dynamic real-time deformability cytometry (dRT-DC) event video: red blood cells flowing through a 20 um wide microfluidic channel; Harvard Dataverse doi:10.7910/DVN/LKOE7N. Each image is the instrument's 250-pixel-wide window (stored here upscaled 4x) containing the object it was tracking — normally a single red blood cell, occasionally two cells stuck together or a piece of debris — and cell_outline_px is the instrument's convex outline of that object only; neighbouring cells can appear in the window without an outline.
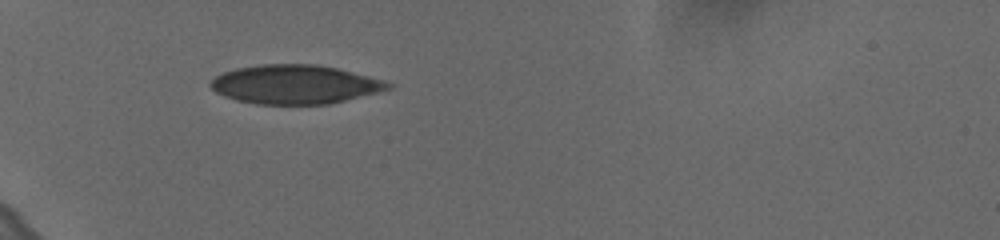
{"species": "human", "species_latin": "Homo sapiens", "temperature_condition": "cold", "stored_images_in_passage": 4, "camera_frame_rate_fps": 3000, "um_per_image_px": 0.085, "donor": {"sex": "female"}, "frame": {"image": 1, "passage_image": 1, "time_ms": 0.0, "image_size_px": [1000, 240], "cell_outline_px": [[392, 88], [380, 92], [328, 104], [256, 104], [236, 100], [224, 96], [216, 92], [208, 84], [216, 76], [224, 72], [236, 68], [260, 64], [316, 64], [336, 68], [368, 76], [392, 84]], "centroid_in_image_um": [25.05, 7.17], "position_along_channel_um": 60.0, "area_um2": 40.11}}
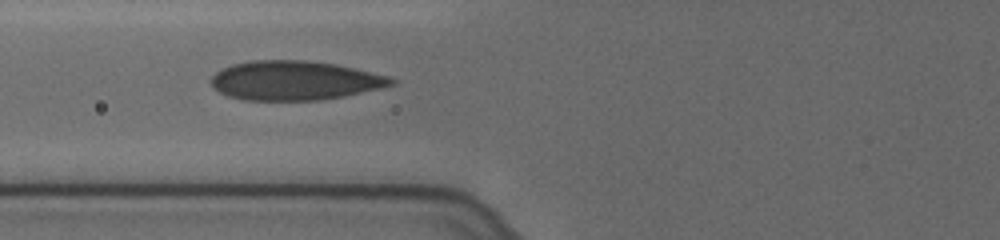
{"frame": {"image": 2, "passage_image": 3, "time_ms": 0.667, "image_size_px": [1000, 240], "cell_outline_px": [[396, 84], [380, 88], [344, 96], [316, 100], [244, 100], [228, 96], [212, 88], [208, 80], [220, 68], [232, 64], [252, 60], [308, 60], [336, 64], [388, 76], [396, 80]], "centroid_in_image_um": [24.99, 6.84], "position_along_channel_um": 100.8, "area_um2": 41.38}}